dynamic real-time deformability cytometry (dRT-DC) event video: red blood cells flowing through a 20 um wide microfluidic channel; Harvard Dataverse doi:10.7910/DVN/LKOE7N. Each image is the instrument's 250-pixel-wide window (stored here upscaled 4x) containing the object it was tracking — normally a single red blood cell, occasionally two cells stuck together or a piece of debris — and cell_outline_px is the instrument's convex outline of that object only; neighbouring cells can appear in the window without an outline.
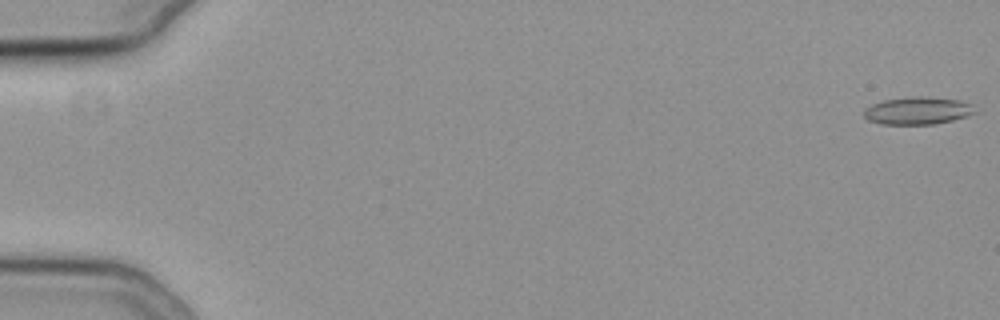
{"species": "common noctule bat (a hibernating species)", "species_latin": "Nyctalus noctula", "temperature_condition": "cold", "stored_images_in_passage": 57, "camera_frame_rate_fps": 3000, "um_per_image_px": 0.085, "animal": {"sex": "female", "body_mass_g": 19.3, "forearm_length_mm": 54.1}, "frame": {"image": 1, "passage_image": 1, "time_ms": 0.0, "image_size_px": [1000, 320], "cell_outline_px": [[976, 112], [968, 116], [952, 120], [932, 124], [880, 124], [868, 120], [864, 116], [864, 108], [872, 104], [884, 100], [912, 96], [924, 96], [960, 100], [972, 104]], "centroid_in_image_um": [78.0, 9.4], "position_along_channel_um": 7.0, "area_um2": 17.86}}
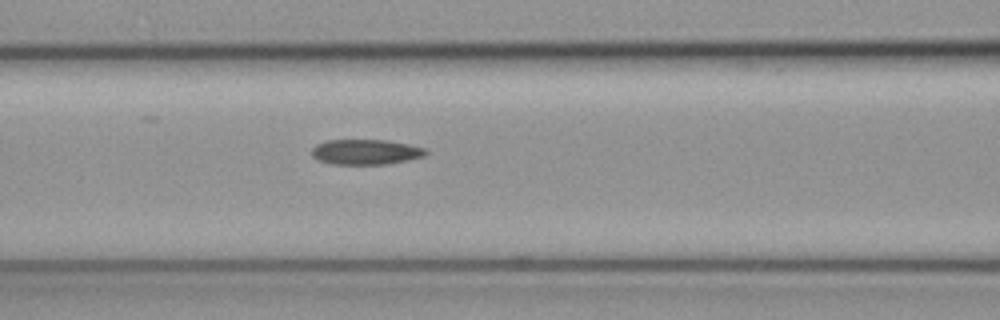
{"frame": {"image": 2, "passage_image": 25, "time_ms": 8.0, "image_size_px": [1000, 320], "cell_outline_px": [[428, 152], [424, 156], [408, 160], [384, 164], [332, 164], [320, 160], [312, 156], [312, 148], [316, 144], [328, 140], [384, 140], [408, 144], [428, 148]], "centroid_in_image_um": [31.11, 12.91], "position_along_channel_um": 135.5, "area_um2": 16.7}}
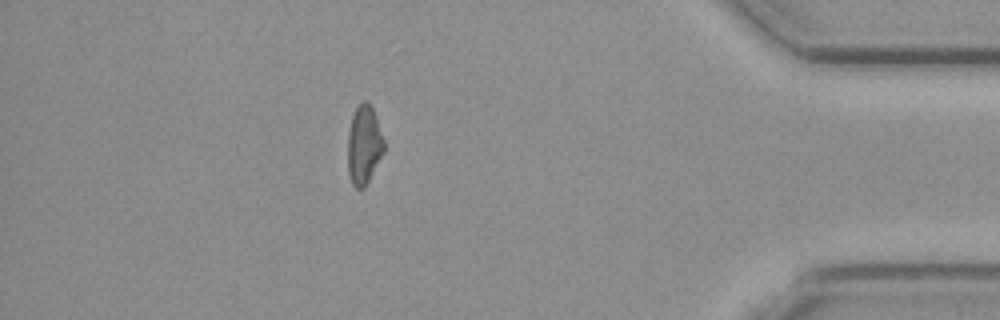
{"frame": {"image": 3, "passage_image": 50, "time_ms": 16.333, "image_size_px": [1000, 320], "cell_outline_px": [[384, 152], [364, 188], [356, 188], [352, 184], [348, 172], [348, 132], [352, 116], [356, 108], [364, 100], [368, 100], [376, 116], [384, 140]], "centroid_in_image_um": [30.94, 12.31], "position_along_channel_um": 404.3, "area_um2": 16.59}}